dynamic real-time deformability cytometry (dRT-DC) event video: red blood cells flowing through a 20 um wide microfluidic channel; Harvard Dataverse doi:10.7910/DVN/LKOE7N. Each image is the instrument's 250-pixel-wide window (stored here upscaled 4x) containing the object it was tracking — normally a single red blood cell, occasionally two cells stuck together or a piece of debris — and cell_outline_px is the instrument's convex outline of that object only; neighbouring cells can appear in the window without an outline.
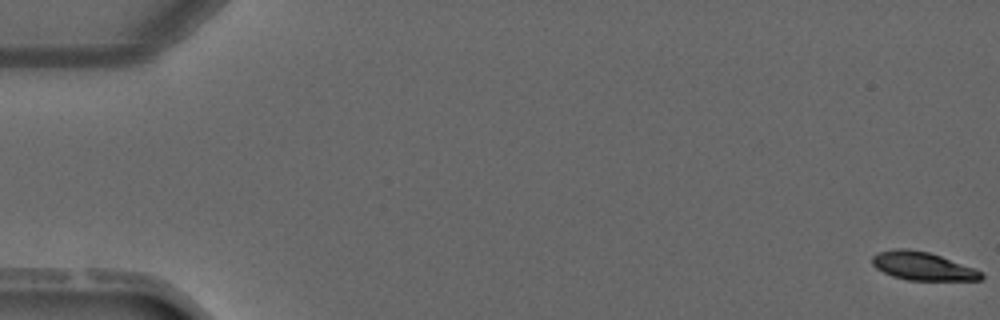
{"species": "common noctule bat (a hibernating species)", "species_latin": "Nyctalus noctula", "temperature_condition": "warm", "stored_images_in_passage": 6, "camera_frame_rate_fps": 3000, "um_per_image_px": 0.085, "animal": {"sex": "male", "forearm_length_mm": 52.5}, "frame": {"image": 1, "passage_image": 1, "time_ms": 0.0, "image_size_px": [1000, 320], "cell_outline_px": [[984, 276], [980, 280], [908, 280], [892, 276], [876, 268], [872, 264], [872, 256], [880, 252], [896, 248], [908, 248], [928, 252], [976, 268]], "centroid_in_image_um": [78.42, 22.61], "position_along_channel_um": 6.6, "area_um2": 17.86}}
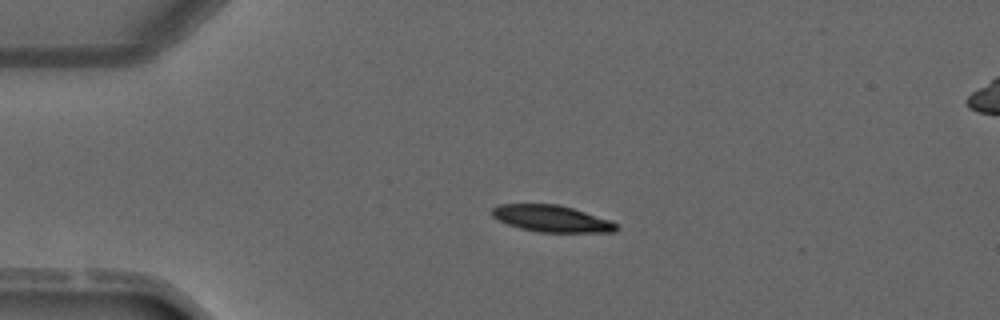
{"frame": {"image": 2, "passage_image": 4, "time_ms": 3.333, "image_size_px": [1000, 320], "cell_outline_px": [[620, 228], [616, 232], [540, 232], [520, 228], [508, 224], [492, 216], [492, 208], [500, 204], [556, 204], [572, 208], [612, 220]], "centroid_in_image_um": [46.93, 18.58], "position_along_channel_um": 38.1, "area_um2": 19.25}}
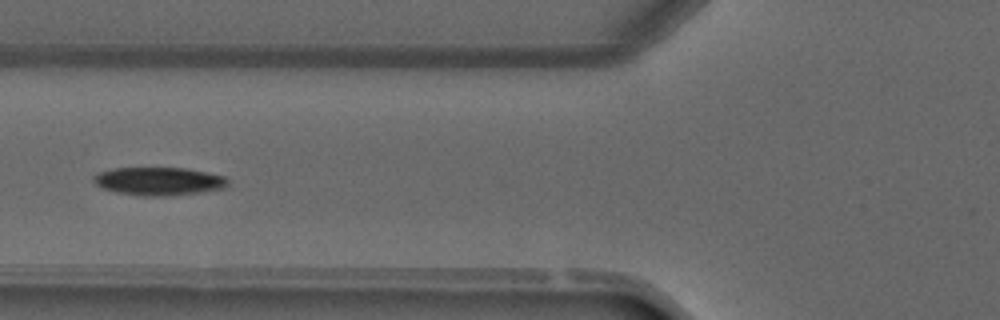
{"frame": {"image": 3, "passage_image": 6, "time_ms": 5.667, "image_size_px": [1000, 320], "cell_outline_px": [[228, 184], [224, 188], [200, 192], [168, 196], [144, 196], [116, 192], [104, 188], [96, 184], [92, 180], [92, 176], [96, 172], [112, 168], [184, 168], [224, 176], [228, 180]], "centroid_in_image_um": [13.45, 15.4], "position_along_channel_um": 112.4, "area_um2": 21.96}}